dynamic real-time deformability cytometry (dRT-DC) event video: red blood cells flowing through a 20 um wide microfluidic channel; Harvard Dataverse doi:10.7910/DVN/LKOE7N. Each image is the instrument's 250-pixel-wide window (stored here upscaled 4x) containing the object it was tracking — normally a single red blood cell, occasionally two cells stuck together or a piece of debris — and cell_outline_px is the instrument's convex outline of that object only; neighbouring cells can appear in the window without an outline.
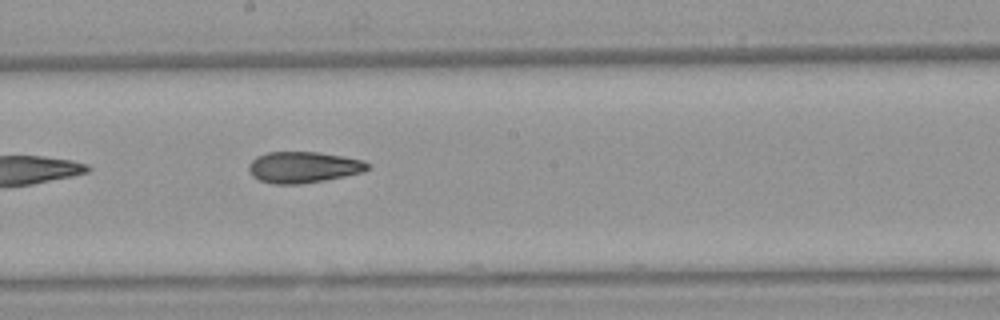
{"species": "Egyptian fruit bat (a non-hibernating species)", "species_latin": "Rousettus aegyptiacus", "temperature_condition": "warm", "stored_images_in_passage": 8, "camera_frame_rate_fps": 3000, "um_per_image_px": 0.085, "animal": {"sex": "female"}, "frame": {"image": 1, "passage_image": 8, "time_ms": 8.333, "image_size_px": [1000, 320], "cell_outline_px": [[372, 164], [364, 172], [324, 180], [296, 184], [272, 184], [260, 180], [252, 176], [248, 172], [248, 164], [256, 156], [268, 152], [320, 152], [344, 156], [364, 160]], "centroid_in_image_um": [25.79, 14.2], "position_along_channel_um": 222.4, "area_um2": 21.79}}